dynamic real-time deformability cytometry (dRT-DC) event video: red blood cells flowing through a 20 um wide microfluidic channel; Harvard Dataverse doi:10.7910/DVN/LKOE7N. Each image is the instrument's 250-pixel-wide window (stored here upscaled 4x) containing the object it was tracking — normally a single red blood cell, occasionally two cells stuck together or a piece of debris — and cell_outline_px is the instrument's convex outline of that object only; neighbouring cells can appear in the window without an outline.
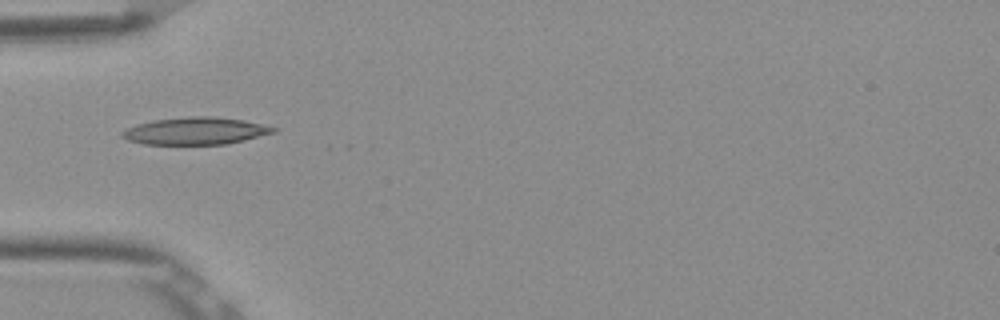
{"species": "Egyptian fruit bat (a non-hibernating species)", "species_latin": "Rousettus aegyptiacus", "temperature_condition": "room temperature", "stored_images_in_passage": 5, "camera_frame_rate_fps": 3000, "um_per_image_px": 0.085, "frame": {"image": 1, "passage_image": 5, "time_ms": 1.333, "image_size_px": [1000, 320], "cell_outline_px": [[276, 132], [228, 144], [144, 144], [128, 140], [120, 136], [120, 132], [136, 124], [152, 120], [192, 116], [212, 116], [244, 120], [276, 128]], "centroid_in_image_um": [16.59, 11.13], "position_along_channel_um": 68.4, "area_um2": 23.93}}